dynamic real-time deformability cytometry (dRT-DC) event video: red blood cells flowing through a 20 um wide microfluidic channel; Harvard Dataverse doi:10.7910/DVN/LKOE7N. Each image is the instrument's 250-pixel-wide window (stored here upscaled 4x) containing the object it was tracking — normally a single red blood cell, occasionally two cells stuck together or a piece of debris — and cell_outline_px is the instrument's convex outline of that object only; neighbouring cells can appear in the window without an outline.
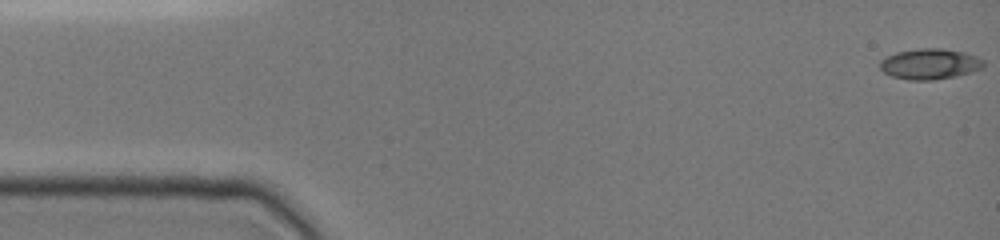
{"species": "common noctule bat (a hibernating species)", "species_latin": "Nyctalus noctula", "temperature_condition": "cold", "stored_images_in_passage": 50, "camera_frame_rate_fps": 3000, "um_per_image_px": 0.085, "animal": {"sex": "female", "body_mass_g": 19.0, "forearm_length_mm": 51.5}, "frame": {"image": 1, "passage_image": 1, "time_ms": 0.0, "image_size_px": [1000, 240], "cell_outline_px": [[984, 68], [972, 72], [956, 76], [932, 80], [908, 80], [892, 76], [884, 72], [880, 68], [880, 60], [896, 52], [920, 48], [940, 48], [964, 52], [976, 56], [984, 60]], "centroid_in_image_um": [79.06, 5.44], "position_along_channel_um": 5.9, "area_um2": 18.55}}
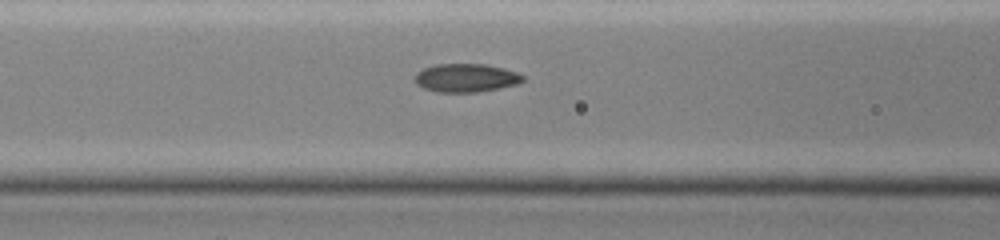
{"frame": {"image": 2, "passage_image": 21, "time_ms": 6.333, "image_size_px": [1000, 240], "cell_outline_px": [[524, 80], [516, 84], [476, 92], [436, 92], [424, 88], [416, 84], [416, 72], [424, 68], [436, 64], [484, 64], [504, 68], [516, 72], [524, 76]], "centroid_in_image_um": [39.59, 6.61], "position_along_channel_um": 127.0, "area_um2": 17.69}}
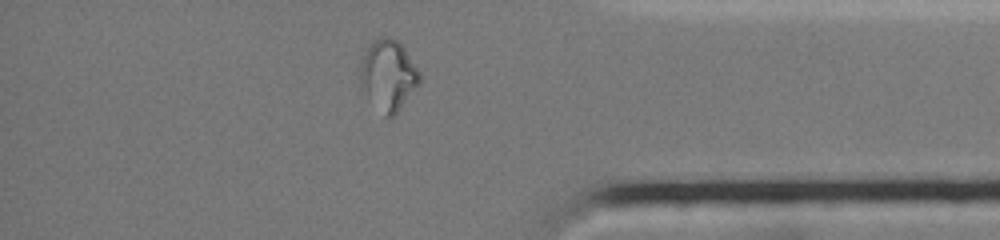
{"frame": {"image": 3, "passage_image": 43, "time_ms": 13.667, "image_size_px": [1000, 240], "cell_outline_px": [[420, 84], [396, 116], [384, 116], [360, 88], [360, 60], [368, 44], [372, 40], [380, 36], [388, 36], [396, 40], [404, 48], [420, 72]], "centroid_in_image_um": [32.99, 6.39], "position_along_channel_um": 402.2, "area_um2": 24.91}, "authors_computed_cell_mechanics": {"area_um2": 17.8602, "velocity_mm_per_s": 3.8785, "shape_relaxation_time_tau1_ms": null, "shape_relaxation_time_tau2_ms": 0.8555, "deformation_change_tau1": null, "deformation_change_tau2": 0.0492}}